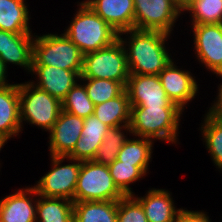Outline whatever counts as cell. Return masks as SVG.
<instances>
[{"label":"cell","instance_id":"cell-3","mask_svg":"<svg viewBox=\"0 0 222 222\" xmlns=\"http://www.w3.org/2000/svg\"><path fill=\"white\" fill-rule=\"evenodd\" d=\"M64 34L83 55L106 48L118 40V33L84 1Z\"/></svg>","mask_w":222,"mask_h":222},{"label":"cell","instance_id":"cell-27","mask_svg":"<svg viewBox=\"0 0 222 222\" xmlns=\"http://www.w3.org/2000/svg\"><path fill=\"white\" fill-rule=\"evenodd\" d=\"M108 168L115 185L125 196L134 195L129 184L140 180L149 169L148 166H133L117 159Z\"/></svg>","mask_w":222,"mask_h":222},{"label":"cell","instance_id":"cell-5","mask_svg":"<svg viewBox=\"0 0 222 222\" xmlns=\"http://www.w3.org/2000/svg\"><path fill=\"white\" fill-rule=\"evenodd\" d=\"M129 75L126 52L119 39L106 48L83 55L80 79L114 80L126 87Z\"/></svg>","mask_w":222,"mask_h":222},{"label":"cell","instance_id":"cell-23","mask_svg":"<svg viewBox=\"0 0 222 222\" xmlns=\"http://www.w3.org/2000/svg\"><path fill=\"white\" fill-rule=\"evenodd\" d=\"M73 222H117V201L74 202Z\"/></svg>","mask_w":222,"mask_h":222},{"label":"cell","instance_id":"cell-29","mask_svg":"<svg viewBox=\"0 0 222 222\" xmlns=\"http://www.w3.org/2000/svg\"><path fill=\"white\" fill-rule=\"evenodd\" d=\"M184 11L191 12L192 25L222 24V0H194Z\"/></svg>","mask_w":222,"mask_h":222},{"label":"cell","instance_id":"cell-6","mask_svg":"<svg viewBox=\"0 0 222 222\" xmlns=\"http://www.w3.org/2000/svg\"><path fill=\"white\" fill-rule=\"evenodd\" d=\"M19 108L21 124L27 121L49 132L58 119L62 104L30 81L19 84Z\"/></svg>","mask_w":222,"mask_h":222},{"label":"cell","instance_id":"cell-35","mask_svg":"<svg viewBox=\"0 0 222 222\" xmlns=\"http://www.w3.org/2000/svg\"><path fill=\"white\" fill-rule=\"evenodd\" d=\"M6 70H7V68L5 67L4 63L0 60V88L11 85L10 83H8V81L6 79V77H7Z\"/></svg>","mask_w":222,"mask_h":222},{"label":"cell","instance_id":"cell-9","mask_svg":"<svg viewBox=\"0 0 222 222\" xmlns=\"http://www.w3.org/2000/svg\"><path fill=\"white\" fill-rule=\"evenodd\" d=\"M134 29L171 33L183 13L173 0H134Z\"/></svg>","mask_w":222,"mask_h":222},{"label":"cell","instance_id":"cell-4","mask_svg":"<svg viewBox=\"0 0 222 222\" xmlns=\"http://www.w3.org/2000/svg\"><path fill=\"white\" fill-rule=\"evenodd\" d=\"M35 37L32 66H53L59 69L82 72L83 54L64 33Z\"/></svg>","mask_w":222,"mask_h":222},{"label":"cell","instance_id":"cell-33","mask_svg":"<svg viewBox=\"0 0 222 222\" xmlns=\"http://www.w3.org/2000/svg\"><path fill=\"white\" fill-rule=\"evenodd\" d=\"M175 222H211V220L202 211H188L181 208Z\"/></svg>","mask_w":222,"mask_h":222},{"label":"cell","instance_id":"cell-25","mask_svg":"<svg viewBox=\"0 0 222 222\" xmlns=\"http://www.w3.org/2000/svg\"><path fill=\"white\" fill-rule=\"evenodd\" d=\"M121 129L131 133L130 125L110 127L105 134L103 143L98 147L93 159L94 162L108 166L117 159L121 147L128 139Z\"/></svg>","mask_w":222,"mask_h":222},{"label":"cell","instance_id":"cell-36","mask_svg":"<svg viewBox=\"0 0 222 222\" xmlns=\"http://www.w3.org/2000/svg\"><path fill=\"white\" fill-rule=\"evenodd\" d=\"M173 1L179 7V9L184 12V9H186L194 0H173Z\"/></svg>","mask_w":222,"mask_h":222},{"label":"cell","instance_id":"cell-12","mask_svg":"<svg viewBox=\"0 0 222 222\" xmlns=\"http://www.w3.org/2000/svg\"><path fill=\"white\" fill-rule=\"evenodd\" d=\"M175 65L172 60L158 77L168 98L184 110V106L198 93V85L190 71L178 69Z\"/></svg>","mask_w":222,"mask_h":222},{"label":"cell","instance_id":"cell-15","mask_svg":"<svg viewBox=\"0 0 222 222\" xmlns=\"http://www.w3.org/2000/svg\"><path fill=\"white\" fill-rule=\"evenodd\" d=\"M32 34H16L0 30V60L7 64H16L31 72L33 58Z\"/></svg>","mask_w":222,"mask_h":222},{"label":"cell","instance_id":"cell-1","mask_svg":"<svg viewBox=\"0 0 222 222\" xmlns=\"http://www.w3.org/2000/svg\"><path fill=\"white\" fill-rule=\"evenodd\" d=\"M123 34H130L128 41L121 37ZM168 37L169 34L160 31L138 29L118 33L126 52L129 73L158 75L172 61L165 47Z\"/></svg>","mask_w":222,"mask_h":222},{"label":"cell","instance_id":"cell-2","mask_svg":"<svg viewBox=\"0 0 222 222\" xmlns=\"http://www.w3.org/2000/svg\"><path fill=\"white\" fill-rule=\"evenodd\" d=\"M179 106H131V134L138 137L177 142L180 117Z\"/></svg>","mask_w":222,"mask_h":222},{"label":"cell","instance_id":"cell-18","mask_svg":"<svg viewBox=\"0 0 222 222\" xmlns=\"http://www.w3.org/2000/svg\"><path fill=\"white\" fill-rule=\"evenodd\" d=\"M19 108V84L0 88V136L6 141L22 130Z\"/></svg>","mask_w":222,"mask_h":222},{"label":"cell","instance_id":"cell-10","mask_svg":"<svg viewBox=\"0 0 222 222\" xmlns=\"http://www.w3.org/2000/svg\"><path fill=\"white\" fill-rule=\"evenodd\" d=\"M192 28L197 59L216 76L222 74V24L193 25Z\"/></svg>","mask_w":222,"mask_h":222},{"label":"cell","instance_id":"cell-7","mask_svg":"<svg viewBox=\"0 0 222 222\" xmlns=\"http://www.w3.org/2000/svg\"><path fill=\"white\" fill-rule=\"evenodd\" d=\"M125 195L115 185L107 165L81 161L74 202L118 201Z\"/></svg>","mask_w":222,"mask_h":222},{"label":"cell","instance_id":"cell-31","mask_svg":"<svg viewBox=\"0 0 222 222\" xmlns=\"http://www.w3.org/2000/svg\"><path fill=\"white\" fill-rule=\"evenodd\" d=\"M85 82L84 86L88 97L93 102L94 106L105 101L119 96L124 90L125 86L114 80L106 79H80Z\"/></svg>","mask_w":222,"mask_h":222},{"label":"cell","instance_id":"cell-8","mask_svg":"<svg viewBox=\"0 0 222 222\" xmlns=\"http://www.w3.org/2000/svg\"><path fill=\"white\" fill-rule=\"evenodd\" d=\"M52 168L33 186L37 194L44 197L64 198L74 202L75 188L81 161L66 156H52ZM68 159L72 164L62 165Z\"/></svg>","mask_w":222,"mask_h":222},{"label":"cell","instance_id":"cell-19","mask_svg":"<svg viewBox=\"0 0 222 222\" xmlns=\"http://www.w3.org/2000/svg\"><path fill=\"white\" fill-rule=\"evenodd\" d=\"M109 128L95 115L84 118L82 135L66 157L80 161L93 160Z\"/></svg>","mask_w":222,"mask_h":222},{"label":"cell","instance_id":"cell-37","mask_svg":"<svg viewBox=\"0 0 222 222\" xmlns=\"http://www.w3.org/2000/svg\"><path fill=\"white\" fill-rule=\"evenodd\" d=\"M6 142L7 141L3 137L0 136V151H1V148L5 145Z\"/></svg>","mask_w":222,"mask_h":222},{"label":"cell","instance_id":"cell-26","mask_svg":"<svg viewBox=\"0 0 222 222\" xmlns=\"http://www.w3.org/2000/svg\"><path fill=\"white\" fill-rule=\"evenodd\" d=\"M127 139L121 147L117 160L133 166H148L152 155L153 141L149 138ZM141 138V139H140Z\"/></svg>","mask_w":222,"mask_h":222},{"label":"cell","instance_id":"cell-11","mask_svg":"<svg viewBox=\"0 0 222 222\" xmlns=\"http://www.w3.org/2000/svg\"><path fill=\"white\" fill-rule=\"evenodd\" d=\"M125 89L130 106H178L168 98L158 75L130 74Z\"/></svg>","mask_w":222,"mask_h":222},{"label":"cell","instance_id":"cell-20","mask_svg":"<svg viewBox=\"0 0 222 222\" xmlns=\"http://www.w3.org/2000/svg\"><path fill=\"white\" fill-rule=\"evenodd\" d=\"M135 198L142 205L148 222H175L180 209H176L169 191L150 189L146 196Z\"/></svg>","mask_w":222,"mask_h":222},{"label":"cell","instance_id":"cell-21","mask_svg":"<svg viewBox=\"0 0 222 222\" xmlns=\"http://www.w3.org/2000/svg\"><path fill=\"white\" fill-rule=\"evenodd\" d=\"M25 0H0V30L32 34Z\"/></svg>","mask_w":222,"mask_h":222},{"label":"cell","instance_id":"cell-28","mask_svg":"<svg viewBox=\"0 0 222 222\" xmlns=\"http://www.w3.org/2000/svg\"><path fill=\"white\" fill-rule=\"evenodd\" d=\"M201 132L205 145L217 168L222 170V122L214 118L208 112L205 114Z\"/></svg>","mask_w":222,"mask_h":222},{"label":"cell","instance_id":"cell-24","mask_svg":"<svg viewBox=\"0 0 222 222\" xmlns=\"http://www.w3.org/2000/svg\"><path fill=\"white\" fill-rule=\"evenodd\" d=\"M36 222H73L72 200L38 195Z\"/></svg>","mask_w":222,"mask_h":222},{"label":"cell","instance_id":"cell-13","mask_svg":"<svg viewBox=\"0 0 222 222\" xmlns=\"http://www.w3.org/2000/svg\"><path fill=\"white\" fill-rule=\"evenodd\" d=\"M84 118L61 110L53 128L49 131V150L52 156H67L82 135Z\"/></svg>","mask_w":222,"mask_h":222},{"label":"cell","instance_id":"cell-32","mask_svg":"<svg viewBox=\"0 0 222 222\" xmlns=\"http://www.w3.org/2000/svg\"><path fill=\"white\" fill-rule=\"evenodd\" d=\"M117 222H148L142 205L134 195L117 201Z\"/></svg>","mask_w":222,"mask_h":222},{"label":"cell","instance_id":"cell-14","mask_svg":"<svg viewBox=\"0 0 222 222\" xmlns=\"http://www.w3.org/2000/svg\"><path fill=\"white\" fill-rule=\"evenodd\" d=\"M84 2L117 33L134 29V0H86Z\"/></svg>","mask_w":222,"mask_h":222},{"label":"cell","instance_id":"cell-22","mask_svg":"<svg viewBox=\"0 0 222 222\" xmlns=\"http://www.w3.org/2000/svg\"><path fill=\"white\" fill-rule=\"evenodd\" d=\"M130 114L131 106L125 89L119 96L95 105L93 115L108 127H119L130 125Z\"/></svg>","mask_w":222,"mask_h":222},{"label":"cell","instance_id":"cell-30","mask_svg":"<svg viewBox=\"0 0 222 222\" xmlns=\"http://www.w3.org/2000/svg\"><path fill=\"white\" fill-rule=\"evenodd\" d=\"M62 110L72 115L87 118L94 114V104L87 95L86 88L76 83L61 101Z\"/></svg>","mask_w":222,"mask_h":222},{"label":"cell","instance_id":"cell-16","mask_svg":"<svg viewBox=\"0 0 222 222\" xmlns=\"http://www.w3.org/2000/svg\"><path fill=\"white\" fill-rule=\"evenodd\" d=\"M31 72L38 76L39 81L37 83L33 81L32 84L60 101L66 97L81 77V72L59 69L53 66H32Z\"/></svg>","mask_w":222,"mask_h":222},{"label":"cell","instance_id":"cell-34","mask_svg":"<svg viewBox=\"0 0 222 222\" xmlns=\"http://www.w3.org/2000/svg\"><path fill=\"white\" fill-rule=\"evenodd\" d=\"M219 77H222V74L219 75ZM219 92L218 96L216 98V101L209 108V114L212 115L214 118L222 122V84L219 85ZM218 99V100H217Z\"/></svg>","mask_w":222,"mask_h":222},{"label":"cell","instance_id":"cell-17","mask_svg":"<svg viewBox=\"0 0 222 222\" xmlns=\"http://www.w3.org/2000/svg\"><path fill=\"white\" fill-rule=\"evenodd\" d=\"M32 195L38 196L37 191L29 187L0 200V222H36L37 201Z\"/></svg>","mask_w":222,"mask_h":222}]
</instances>
